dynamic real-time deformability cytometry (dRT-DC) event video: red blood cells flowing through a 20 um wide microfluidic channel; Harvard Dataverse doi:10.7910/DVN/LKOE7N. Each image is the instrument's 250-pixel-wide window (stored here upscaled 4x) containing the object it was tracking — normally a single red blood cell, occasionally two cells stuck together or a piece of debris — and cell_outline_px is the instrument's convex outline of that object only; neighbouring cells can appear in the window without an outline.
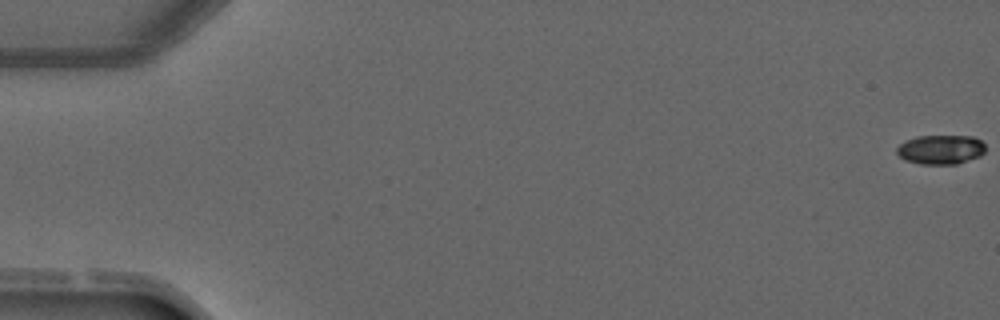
{"species": "common noctule bat (a hibernating species)", "species_latin": "Nyctalus noctula", "temperature_condition": "warm", "stored_images_in_passage": 5, "camera_frame_rate_fps": 3000, "um_per_image_px": 0.085, "animal": {"sex": "male", "forearm_length_mm": 52.5}, "frame": {"image": 1, "passage_image": 1, "time_ms": 0.0, "image_size_px": [1000, 320], "cell_outline_px": [[984, 152], [980, 156], [956, 164], [920, 164], [904, 160], [896, 152], [896, 148], [904, 140], [916, 136], [972, 136], [980, 140], [984, 144]], "centroid_in_image_um": [79.92, 12.71], "position_along_channel_um": 5.1, "area_um2": 15.2}}
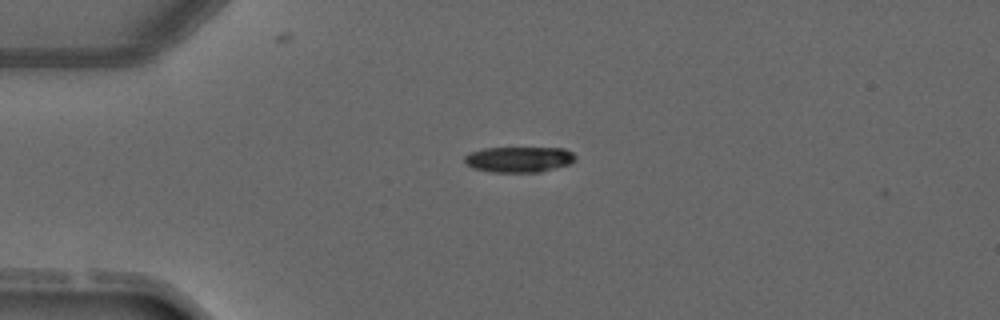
{"frame": {"image": 2, "passage_image": 4, "time_ms": 3.667, "image_size_px": [1000, 320], "cell_outline_px": [[576, 160], [568, 164], [540, 172], [492, 172], [472, 168], [464, 160], [464, 156], [472, 152], [484, 148], [564, 148], [572, 152], [576, 156]], "centroid_in_image_um": [44.13, 13.55], "position_along_channel_um": 40.9, "area_um2": 16.47}}